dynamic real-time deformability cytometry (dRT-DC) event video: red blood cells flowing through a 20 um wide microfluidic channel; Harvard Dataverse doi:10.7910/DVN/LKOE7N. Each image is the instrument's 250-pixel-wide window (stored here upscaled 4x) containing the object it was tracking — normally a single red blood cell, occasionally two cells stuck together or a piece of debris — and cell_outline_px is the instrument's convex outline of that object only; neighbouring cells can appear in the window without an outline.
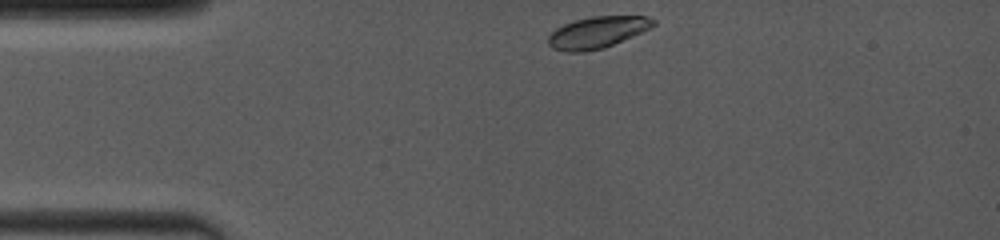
{"species": "common noctule bat (a hibernating species)", "species_latin": "Nyctalus noctula", "temperature_condition": "room temperature", "stored_images_in_passage": 2, "camera_frame_rate_fps": 4000, "um_per_image_px": 0.085, "animal": {"sex": "female", "body_mass_g": 19.0, "forearm_length_mm": 53.3}, "frame": {"image": 1, "passage_image": 1, "time_ms": 0.0, "image_size_px": [1000, 240], "cell_outline_px": [[656, 24], [632, 36], [604, 48], [584, 52], [564, 52], [552, 48], [548, 44], [548, 36], [556, 28], [564, 24], [576, 20], [592, 16], [648, 16], [656, 20]], "centroid_in_image_um": [50.74, 2.75], "position_along_channel_um": 34.3, "area_um2": 19.25}}